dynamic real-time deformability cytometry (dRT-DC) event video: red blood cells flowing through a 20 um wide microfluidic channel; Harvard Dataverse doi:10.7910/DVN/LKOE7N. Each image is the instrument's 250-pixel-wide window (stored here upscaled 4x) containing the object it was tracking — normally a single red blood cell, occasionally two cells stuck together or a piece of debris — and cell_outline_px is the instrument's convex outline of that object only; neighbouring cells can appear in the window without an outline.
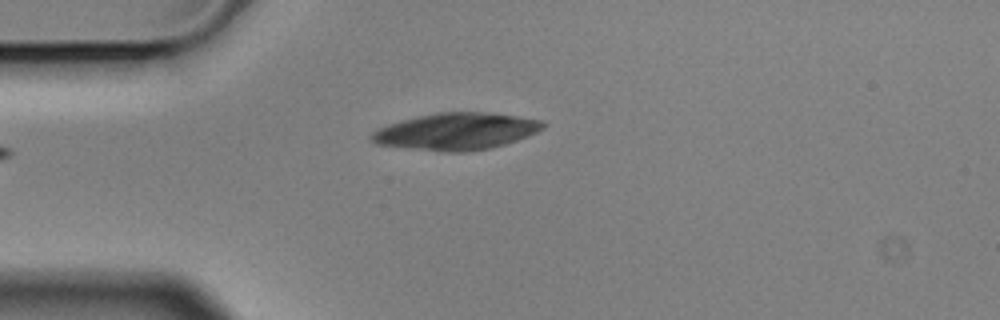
{"species": "Egyptian fruit bat (a non-hibernating species)", "species_latin": "Rousettus aegyptiacus", "temperature_condition": "cold", "stored_images_in_passage": 1, "camera_frame_rate_fps": 3000, "um_per_image_px": 0.085, "animal": {"sex": "male"}, "frame": {"image": 1, "passage_image": 1, "time_ms": 0.0, "image_size_px": [1000, 320], "cell_outline_px": [[544, 128], [528, 136], [504, 144], [488, 148], [464, 152], [444, 152], [376, 144], [368, 136], [372, 132], [388, 124], [400, 120], [416, 116], [436, 112], [488, 112], [544, 120]], "centroid_in_image_um": [38.77, 11.16], "position_along_channel_um": 46.2, "area_um2": 36.82}}